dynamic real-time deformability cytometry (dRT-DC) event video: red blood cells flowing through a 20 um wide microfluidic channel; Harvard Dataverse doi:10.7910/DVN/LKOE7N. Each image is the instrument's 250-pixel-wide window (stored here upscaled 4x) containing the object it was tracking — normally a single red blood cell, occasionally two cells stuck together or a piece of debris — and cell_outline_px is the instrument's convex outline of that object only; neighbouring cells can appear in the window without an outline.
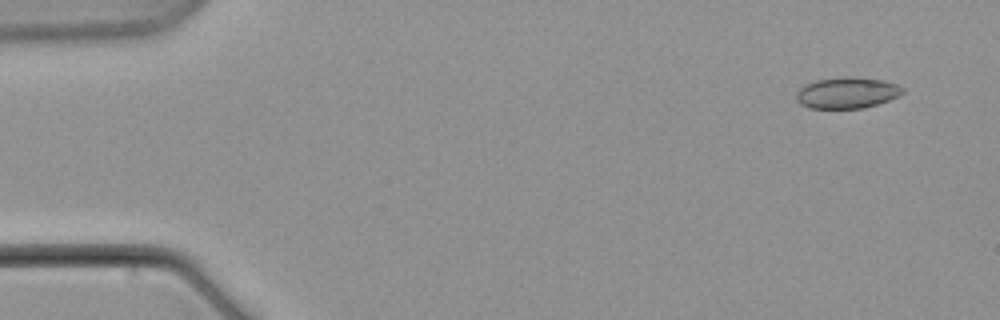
{"species": "common noctule bat (a hibernating species)", "species_latin": "Nyctalus noctula", "temperature_condition": "warm", "stored_images_in_passage": 8, "camera_frame_rate_fps": 3000, "um_per_image_px": 0.085, "animal": {"sex": "male", "body_mass_g": 21.5, "forearm_length_mm": 52.0}, "frame": {"image": 1, "passage_image": 1, "time_ms": 0.0, "image_size_px": [1000, 320], "cell_outline_px": [[904, 92], [888, 100], [864, 108], [808, 108], [800, 104], [796, 100], [796, 92], [804, 84], [816, 80], [848, 76], [884, 80], [896, 84], [904, 88]], "centroid_in_image_um": [71.96, 7.88], "position_along_channel_um": 13.0, "area_um2": 19.31}}
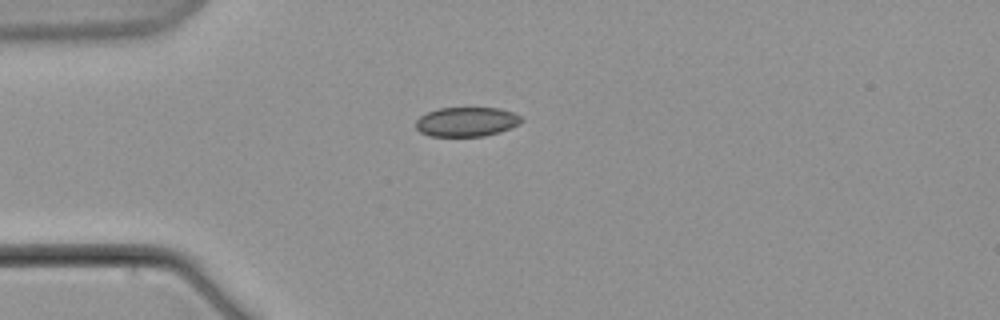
{"frame": {"image": 2, "passage_image": 5, "time_ms": 4.667, "image_size_px": [1000, 320], "cell_outline_px": [[524, 120], [500, 132], [484, 136], [428, 136], [420, 132], [416, 128], [416, 120], [420, 116], [428, 112], [440, 108], [500, 108], [512, 112], [520, 116]], "centroid_in_image_um": [39.63, 10.35], "position_along_channel_um": 45.4, "area_um2": 17.98}}
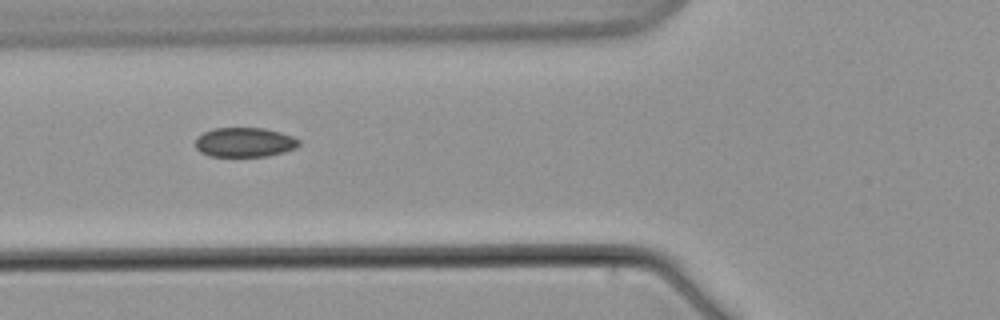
{"frame": {"image": 3, "passage_image": 7, "time_ms": 7.333, "image_size_px": [1000, 320], "cell_outline_px": [[300, 144], [296, 148], [284, 152], [268, 156], [208, 156], [200, 152], [196, 148], [196, 136], [212, 128], [264, 128], [280, 132], [292, 136], [300, 140]], "centroid_in_image_um": [20.78, 12.09], "position_along_channel_um": 105.0, "area_um2": 17.92}}